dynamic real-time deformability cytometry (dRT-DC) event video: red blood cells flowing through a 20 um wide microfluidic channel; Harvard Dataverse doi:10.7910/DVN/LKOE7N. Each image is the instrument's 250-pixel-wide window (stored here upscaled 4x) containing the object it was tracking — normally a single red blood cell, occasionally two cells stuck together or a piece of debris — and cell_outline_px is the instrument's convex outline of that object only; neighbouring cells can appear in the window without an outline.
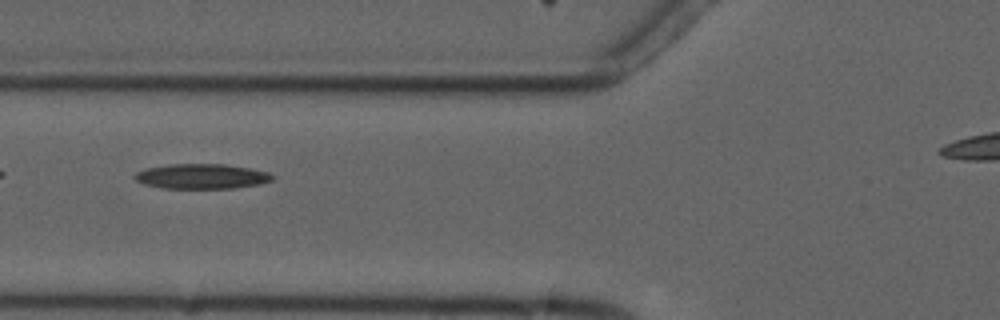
{"species": "common noctule bat (a hibernating species)", "species_latin": "Nyctalus noctula", "temperature_condition": "cold", "stored_images_in_passage": 8, "camera_frame_rate_fps": 3000, "um_per_image_px": 0.085, "animal": {"sex": "male", "forearm_length_mm": 52.5}, "frame": {"image": 1, "passage_image": 6, "time_ms": 5.667, "image_size_px": [1000, 320], "cell_outline_px": [[276, 176], [272, 180], [260, 184], [236, 188], [164, 188], [144, 184], [136, 180], [132, 176], [136, 172], [148, 168], [168, 164], [224, 164], [248, 168], [268, 172]], "centroid_in_image_um": [17.15, 14.99], "position_along_channel_um": 108.6, "area_um2": 20.0}}
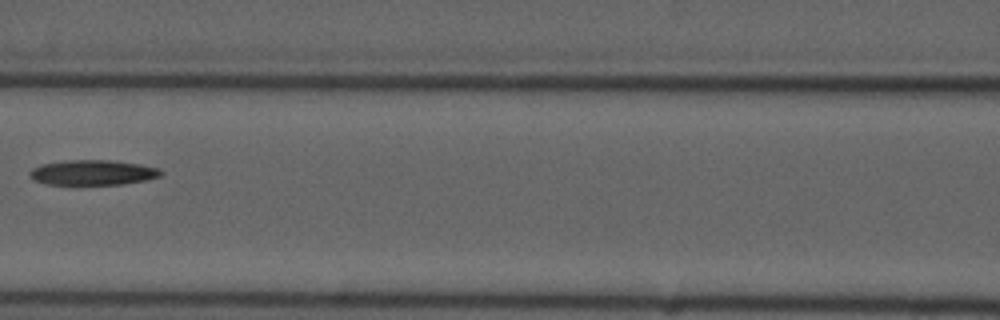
{"frame": {"image": 2, "passage_image": 7, "time_ms": 7.0, "image_size_px": [1000, 320], "cell_outline_px": [[164, 172], [160, 176], [148, 180], [120, 184], [48, 184], [32, 180], [28, 176], [28, 172], [32, 168], [44, 164], [68, 160], [112, 160], [140, 164], [160, 168]], "centroid_in_image_um": [7.9, 14.66], "position_along_channel_um": 158.7, "area_um2": 19.25}}
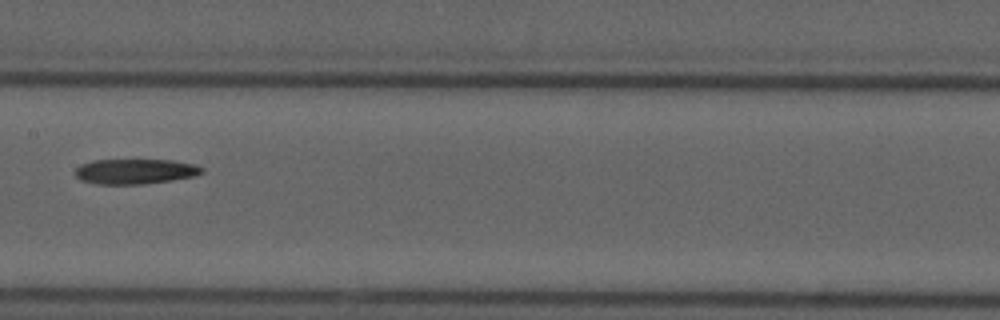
{"frame": {"image": 3, "passage_image": 8, "time_ms": 8.0, "image_size_px": [1000, 320], "cell_outline_px": [[204, 172], [192, 176], [172, 180], [144, 184], [96, 184], [80, 180], [76, 176], [76, 168], [80, 164], [92, 160], [172, 160], [196, 164], [204, 168]], "centroid_in_image_um": [11.49, 14.57], "position_along_channel_um": 195.9, "area_um2": 18.61}}